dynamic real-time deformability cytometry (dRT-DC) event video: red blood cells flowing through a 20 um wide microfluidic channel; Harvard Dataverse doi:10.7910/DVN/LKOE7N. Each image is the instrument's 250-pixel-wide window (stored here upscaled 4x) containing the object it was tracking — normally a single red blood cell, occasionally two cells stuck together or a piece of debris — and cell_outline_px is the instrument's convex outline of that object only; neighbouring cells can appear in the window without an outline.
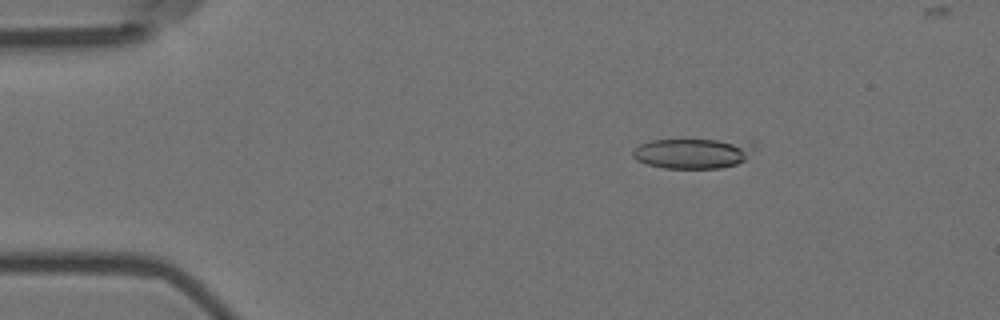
{"species": "Egyptian fruit bat (a non-hibernating species)", "species_latin": "Rousettus aegyptiacus", "temperature_condition": "room temperature", "stored_images_in_passage": 49, "camera_frame_rate_fps": 3000, "um_per_image_px": 0.085, "animal": {"sex": "female"}, "frame": {"image": 1, "passage_image": 4, "time_ms": 1.0, "image_size_px": [1000, 320], "cell_outline_px": [[752, 144], [748, 156], [744, 160], [736, 164], [720, 168], [664, 168], [648, 164], [636, 160], [632, 156], [632, 152], [640, 144], [652, 140], [752, 140]], "centroid_in_image_um": [58.88, 13.02], "position_along_channel_um": 26.1, "area_um2": 21.21}}
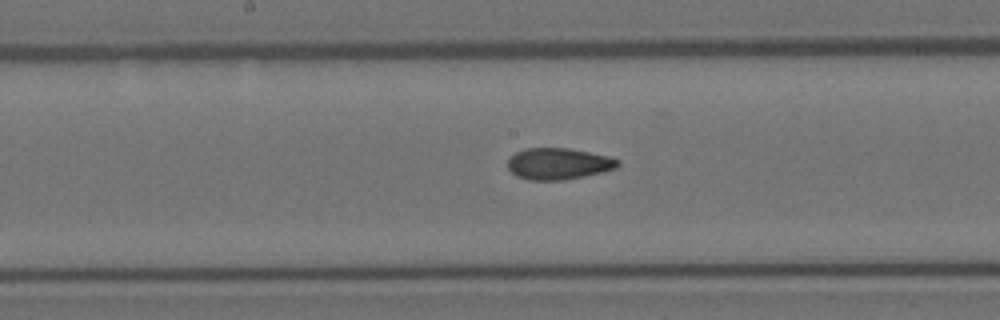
{"frame": {"image": 2, "passage_image": 23, "time_ms": 7.333, "image_size_px": [1000, 320], "cell_outline_px": [[620, 164], [616, 168], [584, 176], [564, 180], [528, 180], [516, 176], [508, 168], [508, 160], [516, 152], [524, 148], [568, 148], [608, 156], [620, 160]], "centroid_in_image_um": [47.45, 13.92], "position_along_channel_um": 200.7, "area_um2": 20.11}}
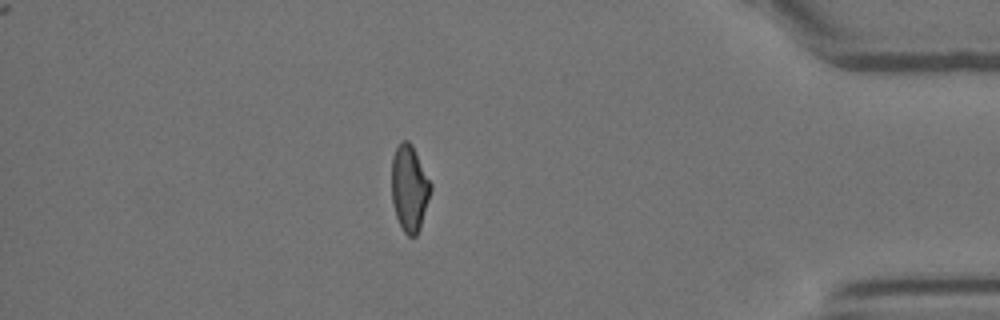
{"frame": {"image": 3, "passage_image": 42, "time_ms": 13.667, "image_size_px": [1000, 320], "cell_outline_px": [[432, 188], [420, 228], [416, 236], [408, 236], [404, 232], [396, 216], [392, 204], [392, 156], [400, 140], [408, 140], [412, 144], [432, 184]], "centroid_in_image_um": [34.8, 15.97], "position_along_channel_um": 400.4, "area_um2": 19.71}, "authors_computed_cell_mechanics": {"area_um2": 20.3456, "velocity_mm_per_s": 3.7717, "shape_relaxation_time_tau1_ms": null, "shape_relaxation_time_tau2_ms": 2.4744, "deformation_change_tau1": null, "deformation_change_tau2": 0.0873}}